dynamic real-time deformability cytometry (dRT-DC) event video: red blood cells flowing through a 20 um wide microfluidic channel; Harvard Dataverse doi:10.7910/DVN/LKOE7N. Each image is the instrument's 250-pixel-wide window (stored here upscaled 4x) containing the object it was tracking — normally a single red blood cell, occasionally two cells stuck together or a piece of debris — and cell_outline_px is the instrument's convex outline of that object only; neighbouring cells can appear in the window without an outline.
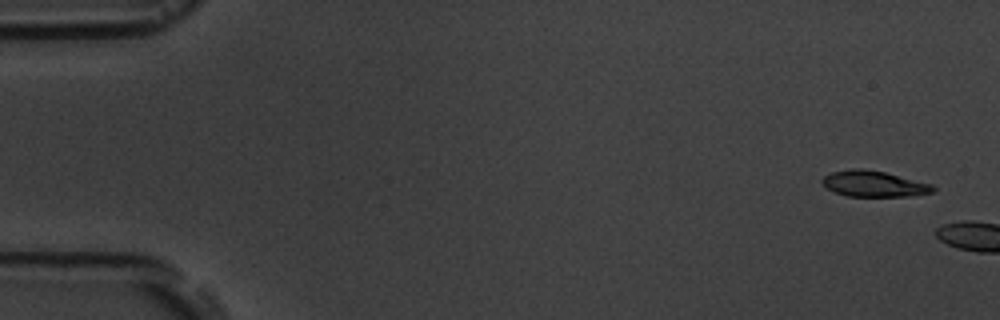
{"species": "common noctule bat (a hibernating species)", "species_latin": "Nyctalus noctula", "temperature_condition": "room temperature", "stored_images_in_passage": 3, "camera_frame_rate_fps": 3000, "um_per_image_px": 0.085, "animal": {"sex": "male", "body_mass_g": 19.5, "forearm_length_mm": 54.6}, "frame": {"image": 1, "passage_image": 1, "time_ms": 0.0, "image_size_px": [1000, 320], "cell_outline_px": [[936, 188], [932, 192], [908, 196], [848, 196], [836, 192], [828, 188], [820, 180], [824, 176], [832, 172], [852, 168], [864, 168], [884, 172], [932, 184]], "centroid_in_image_um": [74.27, 15.61], "position_along_channel_um": 10.7, "area_um2": 16.53}}